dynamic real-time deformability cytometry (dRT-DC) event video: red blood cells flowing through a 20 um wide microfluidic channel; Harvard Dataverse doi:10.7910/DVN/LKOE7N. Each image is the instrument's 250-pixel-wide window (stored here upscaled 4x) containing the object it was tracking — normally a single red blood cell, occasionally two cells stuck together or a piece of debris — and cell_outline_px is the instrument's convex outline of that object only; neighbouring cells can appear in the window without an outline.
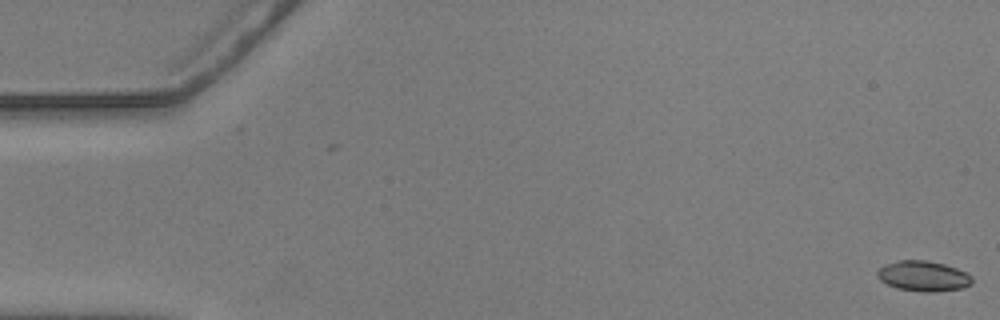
{"species": "common noctule bat (a hibernating species)", "species_latin": "Nyctalus noctula", "temperature_condition": "warm", "stored_images_in_passage": 2, "camera_frame_rate_fps": 3000, "um_per_image_px": 0.085, "animal": {"sex": "male", "body_mass_g": 20.5, "forearm_length_mm": 52.5}, "frame": {"image": 1, "passage_image": 2, "time_ms": 0.333, "image_size_px": [1000, 320], "cell_outline_px": [[972, 284], [964, 288], [936, 292], [920, 292], [896, 288], [880, 280], [876, 276], [876, 272], [884, 264], [896, 260], [924, 260], [944, 264], [956, 268], [972, 276]], "centroid_in_image_um": [78.46, 23.47], "position_along_channel_um": 6.5, "area_um2": 16.94}}